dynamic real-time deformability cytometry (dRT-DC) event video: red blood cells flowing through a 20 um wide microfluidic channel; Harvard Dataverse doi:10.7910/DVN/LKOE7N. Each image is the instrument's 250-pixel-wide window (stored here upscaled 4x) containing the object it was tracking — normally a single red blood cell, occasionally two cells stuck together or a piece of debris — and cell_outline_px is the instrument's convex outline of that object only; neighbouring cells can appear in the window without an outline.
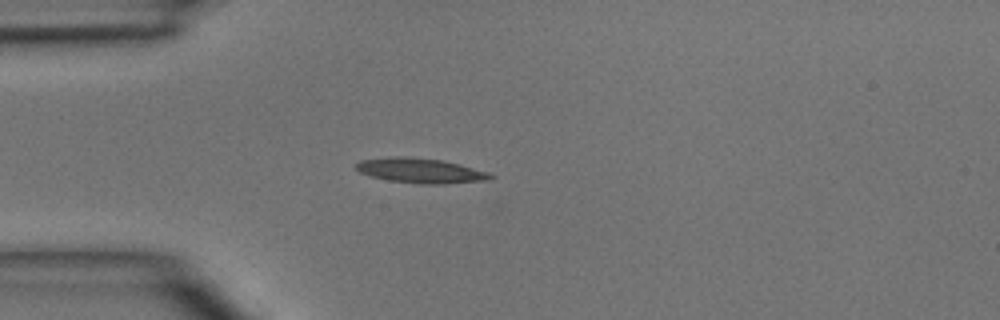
{"species": "common noctule bat (a hibernating species)", "species_latin": "Nyctalus noctula", "temperature_condition": "room temperature", "stored_images_in_passage": 35, "camera_frame_rate_fps": 3000, "um_per_image_px": 0.085, "animal": {"sex": "male", "body_mass_g": 15.6}, "frame": {"image": 1, "passage_image": 1, "time_ms": 0.0, "image_size_px": [1000, 320], "cell_outline_px": [[496, 176], [492, 180], [444, 184], [420, 184], [388, 180], [368, 176], [360, 172], [356, 168], [356, 164], [360, 160], [392, 156], [408, 156], [444, 160], [488, 172]], "centroid_in_image_um": [35.77, 14.5], "position_along_channel_um": 49.2, "area_um2": 19.77}}
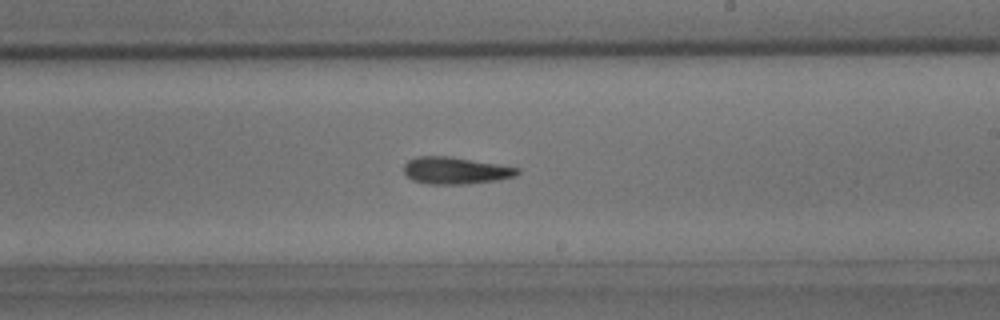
{"frame": {"image": 2, "passage_image": 16, "time_ms": 5.0, "image_size_px": [1000, 320], "cell_outline_px": [[520, 172], [516, 176], [500, 180], [464, 184], [428, 184], [412, 180], [404, 172], [404, 164], [408, 160], [416, 156], [448, 156], [520, 168]], "centroid_in_image_um": [38.71, 14.5], "position_along_channel_um": 250.3, "area_um2": 17.86}}
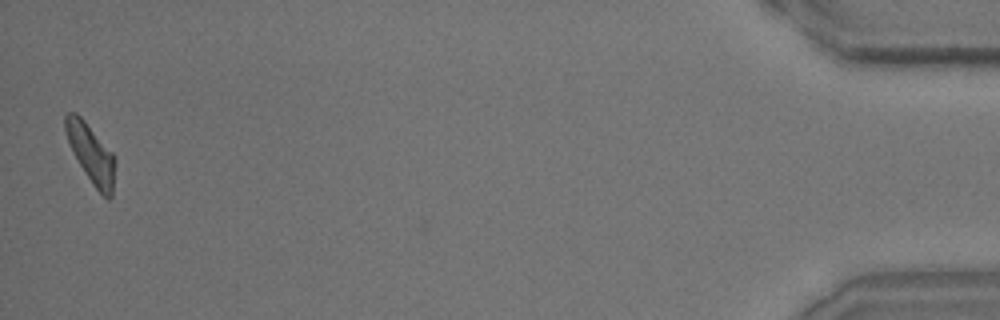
{"frame": {"image": 3, "passage_image": 35, "time_ms": 11.333, "image_size_px": [1000, 320], "cell_outline_px": [[116, 164], [112, 196], [108, 200], [92, 184], [80, 164], [68, 140], [64, 128], [64, 116], [68, 112], [76, 112], [84, 120], [112, 152], [116, 160]], "centroid_in_image_um": [7.76, 13.06], "position_along_channel_um": 427.4, "area_um2": 16.76}}